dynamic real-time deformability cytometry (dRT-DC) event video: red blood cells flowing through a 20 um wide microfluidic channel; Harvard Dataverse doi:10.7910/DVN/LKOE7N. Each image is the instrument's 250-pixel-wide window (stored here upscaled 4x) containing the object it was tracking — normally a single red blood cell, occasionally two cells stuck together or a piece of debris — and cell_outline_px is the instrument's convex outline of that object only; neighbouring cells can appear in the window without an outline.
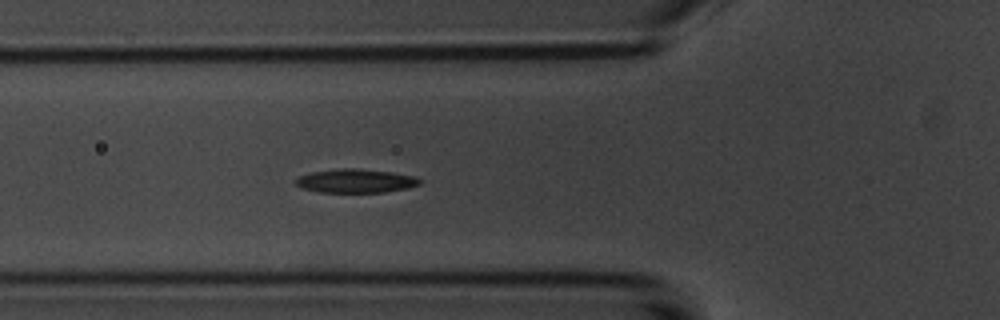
{"species": "common noctule bat (a hibernating species)", "species_latin": "Nyctalus noctula", "temperature_condition": "room temperature", "stored_images_in_passage": 3, "camera_frame_rate_fps": 3000, "um_per_image_px": 0.085, "animal": {"sex": "male", "body_mass_g": 20.1, "forearm_length_mm": 53.5}, "frame": {"image": 1, "passage_image": 3, "time_ms": 2.333, "image_size_px": [1000, 320], "cell_outline_px": [[424, 180], [420, 184], [408, 188], [384, 192], [320, 192], [304, 188], [296, 184], [296, 180], [300, 176], [312, 172], [344, 168], [356, 168], [392, 172], [416, 176]], "centroid_in_image_um": [30.32, 15.37], "position_along_channel_um": 95.5, "area_um2": 17.05}}